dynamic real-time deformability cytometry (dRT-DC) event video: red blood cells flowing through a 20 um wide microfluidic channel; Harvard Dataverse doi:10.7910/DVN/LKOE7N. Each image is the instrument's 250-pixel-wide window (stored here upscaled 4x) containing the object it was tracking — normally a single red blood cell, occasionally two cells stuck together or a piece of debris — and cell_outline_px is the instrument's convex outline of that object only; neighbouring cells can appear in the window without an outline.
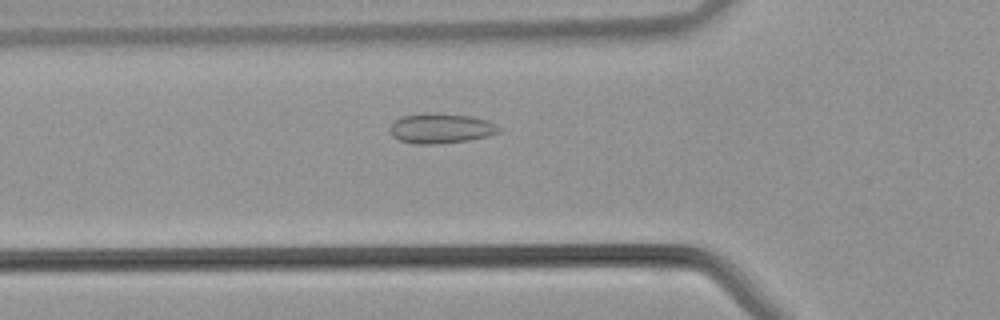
{"species": "common noctule bat (a hibernating species)", "species_latin": "Nyctalus noctula", "temperature_condition": "warm", "stored_images_in_passage": 30, "camera_frame_rate_fps": 3000, "um_per_image_px": 0.085, "animal": {"sex": "male", "body_mass_g": 21.5, "forearm_length_mm": 52.0}, "frame": {"image": 1, "passage_image": 3, "time_ms": 0.667, "image_size_px": [1000, 320], "cell_outline_px": [[500, 132], [488, 136], [468, 140], [440, 144], [416, 144], [400, 140], [392, 136], [392, 124], [396, 120], [404, 116], [428, 112], [436, 112], [472, 116], [488, 120], [496, 124], [500, 128]], "centroid_in_image_um": [37.53, 10.9], "position_along_channel_um": 88.3, "area_um2": 19.07}}
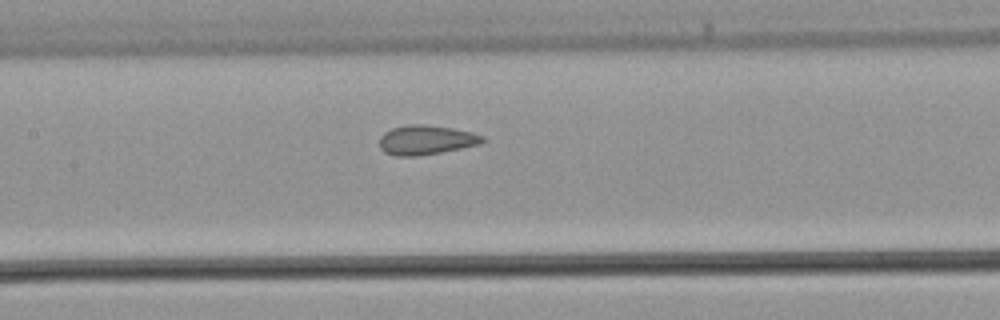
{"frame": {"image": 2, "passage_image": 8, "time_ms": 2.333, "image_size_px": [1000, 320], "cell_outline_px": [[488, 140], [480, 144], [440, 152], [416, 156], [396, 156], [384, 152], [380, 148], [380, 136], [384, 132], [392, 128], [408, 124], [424, 124], [452, 128], [472, 132], [484, 136]], "centroid_in_image_um": [36.22, 11.89], "position_along_channel_um": 171.2, "area_um2": 17.74}}
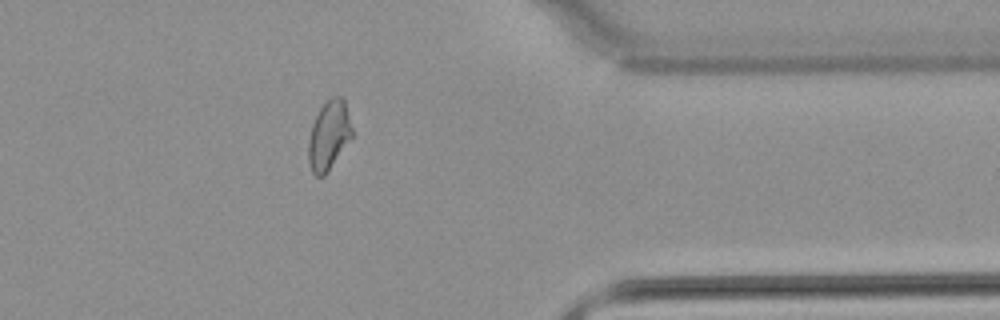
{"frame": {"image": 3, "passage_image": 22, "time_ms": 7.0, "image_size_px": [1000, 320], "cell_outline_px": [[352, 136], [324, 176], [316, 176], [312, 172], [308, 160], [308, 140], [312, 124], [320, 108], [332, 96], [340, 96], [344, 100], [352, 128]], "centroid_in_image_um": [27.93, 11.5], "position_along_channel_um": 383.5, "area_um2": 17.22}}